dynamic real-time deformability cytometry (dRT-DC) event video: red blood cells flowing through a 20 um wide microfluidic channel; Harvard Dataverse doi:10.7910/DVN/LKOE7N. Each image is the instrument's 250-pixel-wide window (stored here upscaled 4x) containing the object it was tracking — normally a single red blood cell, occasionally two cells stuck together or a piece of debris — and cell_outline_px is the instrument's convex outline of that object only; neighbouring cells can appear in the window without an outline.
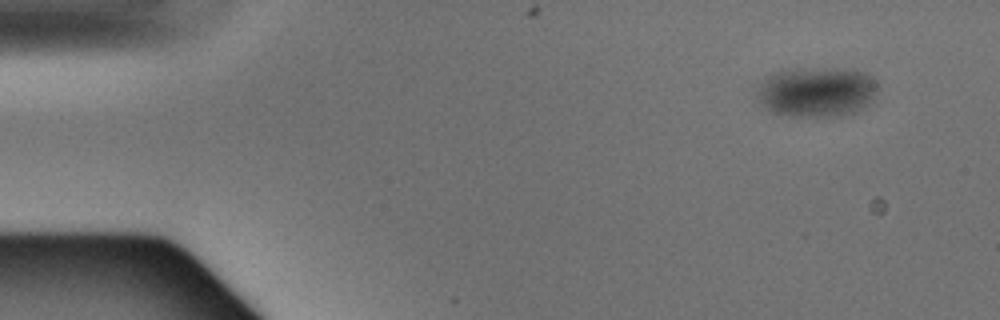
{"species": "Egyptian fruit bat (a non-hibernating species)", "species_latin": "Rousettus aegyptiacus", "temperature_condition": "warm", "stored_images_in_passage": 3, "camera_frame_rate_fps": 3000, "um_per_image_px": 0.085, "animal": {"sex": "male"}, "frame": {"image": 1, "passage_image": 1, "time_ms": 0.0, "image_size_px": [1000, 320], "cell_outline_px": [[880, 84], [876, 100], [872, 104], [856, 112], [840, 116], [788, 116], [772, 112], [764, 108], [756, 100], [752, 84], [772, 72], [784, 68], [856, 68], [868, 72]], "centroid_in_image_um": [69.4, 7.77], "position_along_channel_um": 15.6, "area_um2": 37.51}}